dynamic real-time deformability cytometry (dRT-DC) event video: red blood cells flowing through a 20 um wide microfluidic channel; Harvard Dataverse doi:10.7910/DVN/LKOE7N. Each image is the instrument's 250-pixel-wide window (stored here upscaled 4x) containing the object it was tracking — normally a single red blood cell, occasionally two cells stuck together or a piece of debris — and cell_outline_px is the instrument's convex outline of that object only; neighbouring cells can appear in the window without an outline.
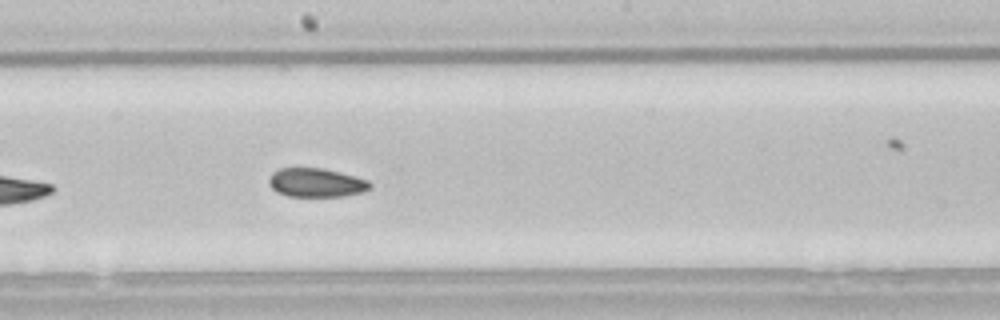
{"species": "common noctule bat (a hibernating species)", "species_latin": "Nyctalus noctula", "temperature_condition": "room temperature", "stored_images_in_passage": 35, "camera_frame_rate_fps": 3000, "um_per_image_px": 0.085, "animal": {"sex": "male", "body_mass_g": 21.5, "forearm_length_mm": 52.0}, "frame": {"image": 1, "passage_image": 16, "time_ms": 5.0, "image_size_px": [1000, 320], "cell_outline_px": [[372, 188], [364, 192], [344, 196], [288, 196], [272, 188], [268, 184], [268, 176], [272, 172], [280, 168], [324, 168], [356, 176], [368, 180], [372, 184]], "centroid_in_image_um": [26.9, 15.52], "position_along_channel_um": 221.3, "area_um2": 17.17}, "authors_computed_cell_mechanics": {"area_um2": 17.6868, "velocity_mm_per_s": 3.8198, "shape_relaxation_time_tau1_ms": 3.7069, "shape_relaxation_time_tau2_ms": 6.1335, "deformation_change_tau1": 0.0553, "deformation_change_tau2": 0.0745}}